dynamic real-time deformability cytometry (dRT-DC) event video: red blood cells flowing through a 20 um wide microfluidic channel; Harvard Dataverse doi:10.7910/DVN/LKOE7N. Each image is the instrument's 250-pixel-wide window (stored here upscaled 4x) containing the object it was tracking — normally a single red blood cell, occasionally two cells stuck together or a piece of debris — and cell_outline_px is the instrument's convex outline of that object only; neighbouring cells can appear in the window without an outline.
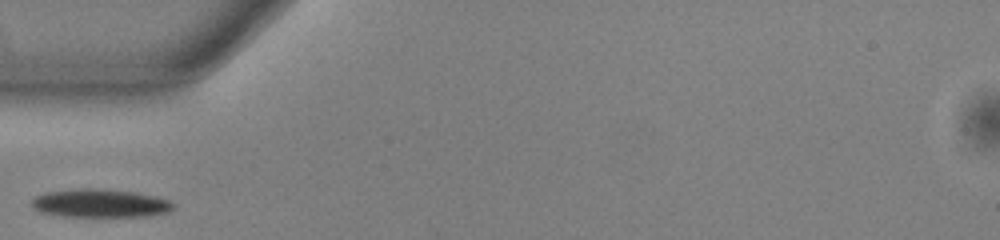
{"species": "common noctule bat (a hibernating species)", "species_latin": "Nyctalus noctula", "temperature_condition": "warm", "stored_images_in_passage": 35, "camera_frame_rate_fps": 3000, "um_per_image_px": 0.085, "animal": {"sex": "male", "body_mass_g": 13.0, "forearm_length_mm": 53.1}, "frame": {"image": 1, "passage_image": 1, "time_ms": 0.0, "image_size_px": [1000, 240], "cell_outline_px": [[176, 204], [168, 212], [148, 216], [60, 216], [40, 212], [32, 208], [32, 200], [36, 196], [48, 192], [80, 188], [100, 188], [132, 192], [156, 196], [168, 200]], "centroid_in_image_um": [8.51, 17.28], "position_along_channel_um": 76.5, "area_um2": 23.29}}
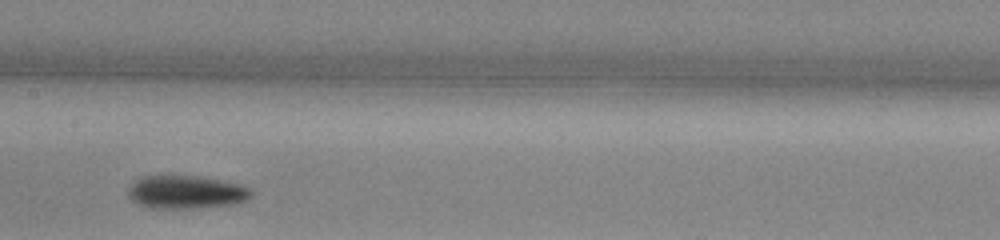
{"frame": {"image": 2, "passage_image": 10, "time_ms": 3.0, "image_size_px": [1000, 240], "cell_outline_px": [[252, 196], [248, 200], [236, 204], [200, 208], [148, 208], [132, 200], [128, 196], [128, 188], [136, 180], [144, 176], [200, 176], [240, 184], [252, 188]], "centroid_in_image_um": [15.87, 16.34], "position_along_channel_um": 191.5, "area_um2": 23.99}}
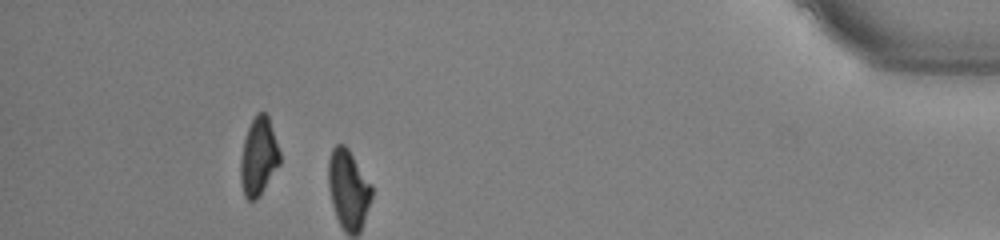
{"frame": {"image": 3, "passage_image": 31, "time_ms": 10.0, "image_size_px": [1000, 240], "cell_outline_px": [[280, 164], [256, 200], [248, 200], [244, 196], [240, 184], [240, 160], [244, 140], [248, 128], [256, 112], [264, 112], [268, 116], [280, 152]], "centroid_in_image_um": [21.97, 13.32], "position_along_channel_um": 413.2, "area_um2": 17.8}}